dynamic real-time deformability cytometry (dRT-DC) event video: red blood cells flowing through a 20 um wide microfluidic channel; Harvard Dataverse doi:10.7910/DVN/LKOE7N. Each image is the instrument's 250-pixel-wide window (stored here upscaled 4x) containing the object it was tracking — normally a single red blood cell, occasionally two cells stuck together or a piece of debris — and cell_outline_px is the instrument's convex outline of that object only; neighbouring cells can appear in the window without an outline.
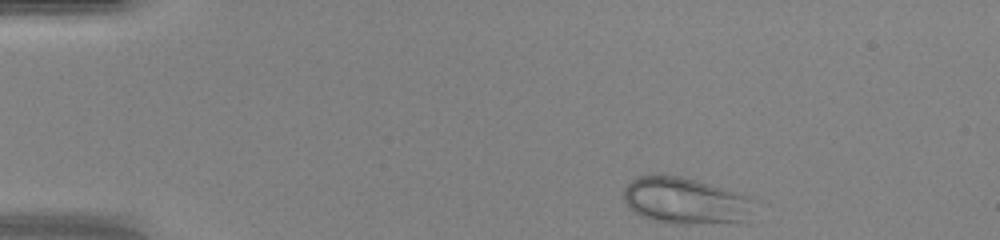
{"species": "human", "species_latin": "Homo sapiens", "temperature_condition": "warm", "stored_images_in_passage": 10, "camera_frame_rate_fps": 3000, "um_per_image_px": 0.085, "donor": {"sex": "female"}, "frame": {"image": 1, "passage_image": 1, "time_ms": 0.0, "image_size_px": [1000, 240], "cell_outline_px": [[752, 200], [740, 220], [736, 224], [668, 224], [652, 220], [640, 216], [628, 208], [624, 200], [624, 188], [632, 180], [640, 176], [656, 172], [680, 176], [696, 180], [736, 192], [748, 196]], "centroid_in_image_um": [58.11, 17.06], "position_along_channel_um": 26.9, "area_um2": 35.43}}